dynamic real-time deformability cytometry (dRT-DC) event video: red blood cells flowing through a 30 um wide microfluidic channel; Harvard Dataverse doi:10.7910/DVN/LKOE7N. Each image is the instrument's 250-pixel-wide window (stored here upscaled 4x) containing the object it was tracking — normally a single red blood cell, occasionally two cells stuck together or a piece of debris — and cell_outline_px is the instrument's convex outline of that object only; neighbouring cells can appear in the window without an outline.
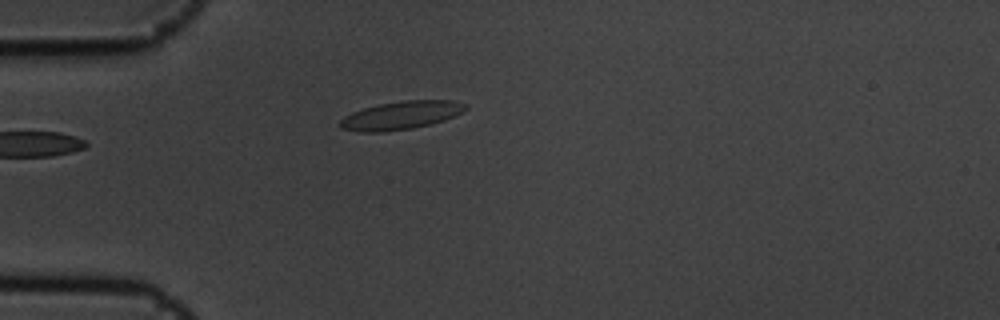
{"species": "common noctule bat (a hibernating species)", "species_latin": "Nyctalus noctula", "temperature_condition": "cold", "stored_images_in_passage": 4, "camera_frame_rate_fps": 3000, "um_per_image_px": 0.085, "animal": {"sex": "male", "body_mass_g": 19.5, "forearm_length_mm": 54.6}, "frame": {"image": 1, "passage_image": 4, "time_ms": 1.0, "image_size_px": [1000, 320], "cell_outline_px": [[468, 108], [444, 120], [432, 124], [412, 128], [380, 132], [360, 132], [340, 128], [340, 120], [344, 116], [352, 112], [364, 108], [380, 104], [404, 100], [452, 100], [468, 104]], "centroid_in_image_um": [34.08, 9.8], "position_along_channel_um": 50.9, "area_um2": 20.52}}